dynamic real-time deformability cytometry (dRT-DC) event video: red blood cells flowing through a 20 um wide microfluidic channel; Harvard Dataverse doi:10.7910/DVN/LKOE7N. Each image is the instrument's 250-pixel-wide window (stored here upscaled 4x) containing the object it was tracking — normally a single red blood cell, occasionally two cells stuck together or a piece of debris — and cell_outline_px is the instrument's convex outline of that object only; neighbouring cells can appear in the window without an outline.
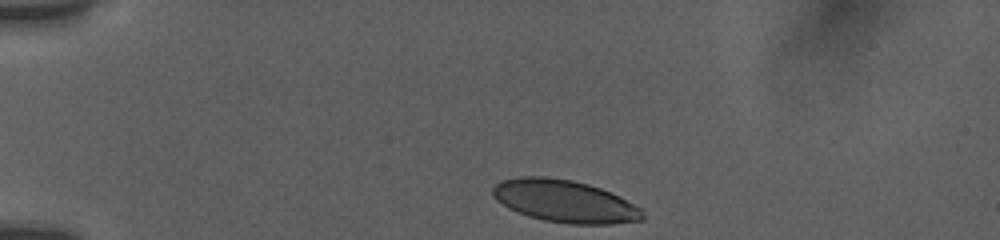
{"species": "human", "species_latin": "Homo sapiens", "temperature_condition": "room temperature", "stored_images_in_passage": 8, "camera_frame_rate_fps": 3000, "um_per_image_px": 0.085, "donor": {"sex": "female"}, "frame": {"image": 1, "passage_image": 1, "time_ms": 0.0, "image_size_px": [1000, 240], "cell_outline_px": [[644, 220], [612, 224], [568, 224], [544, 220], [528, 216], [508, 208], [496, 200], [492, 196], [492, 188], [500, 180], [520, 176], [544, 176], [572, 180], [588, 184], [600, 188], [620, 196], [640, 208], [644, 216]], "centroid_in_image_um": [47.98, 17.1], "position_along_channel_um": 37.0, "area_um2": 37.17}}
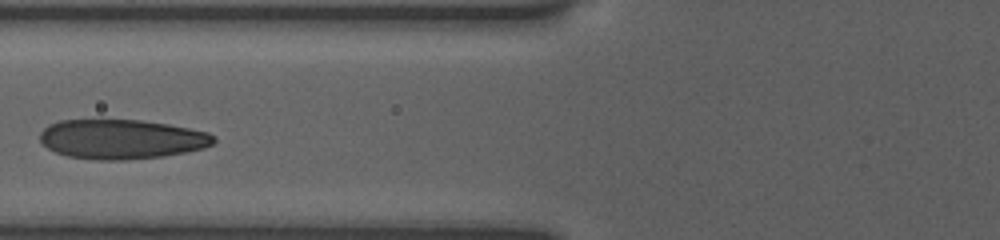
{"frame": {"image": 2, "passage_image": 6, "time_ms": 3.667, "image_size_px": [1000, 240], "cell_outline_px": [[216, 140], [212, 144], [204, 148], [164, 156], [124, 160], [96, 160], [68, 156], [56, 152], [48, 148], [40, 140], [40, 132], [44, 128], [60, 120], [140, 120], [168, 124], [208, 132], [216, 136]], "centroid_in_image_um": [10.35, 11.83], "position_along_channel_um": 115.4, "area_um2": 39.94}}
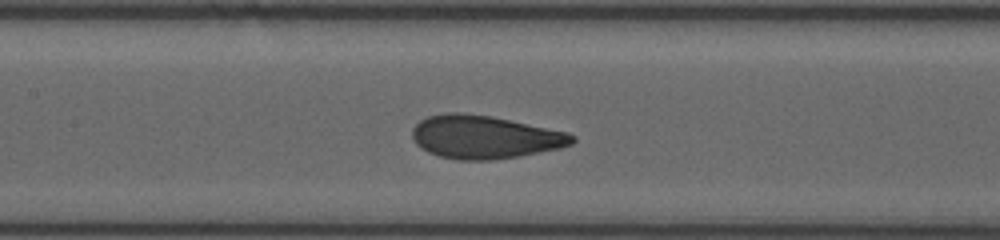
{"frame": {"image": 3, "passage_image": 8, "time_ms": 5.0, "image_size_px": [1000, 240], "cell_outline_px": [[576, 140], [572, 144], [560, 148], [520, 156], [492, 160], [460, 160], [440, 156], [428, 152], [420, 148], [412, 140], [412, 128], [420, 120], [428, 116], [448, 112], [460, 112], [492, 116], [568, 132], [576, 136]], "centroid_in_image_um": [41.19, 11.64], "position_along_channel_um": 166.2, "area_um2": 40.46}}